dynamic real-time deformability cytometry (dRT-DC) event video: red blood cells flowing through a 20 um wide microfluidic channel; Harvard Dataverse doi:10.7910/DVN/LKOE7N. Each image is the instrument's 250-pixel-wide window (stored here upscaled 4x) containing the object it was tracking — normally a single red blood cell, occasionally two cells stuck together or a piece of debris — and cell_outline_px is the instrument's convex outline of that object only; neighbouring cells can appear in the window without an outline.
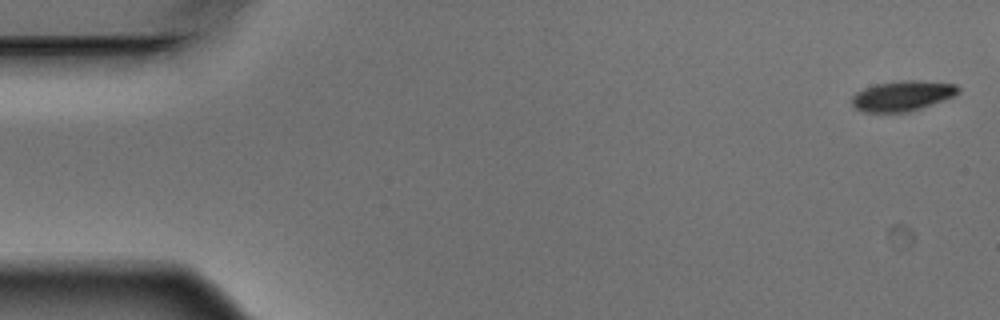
{"species": "Egyptian fruit bat (a non-hibernating species)", "species_latin": "Rousettus aegyptiacus", "temperature_condition": "warm", "stored_images_in_passage": 6, "camera_frame_rate_fps": 3000, "um_per_image_px": 0.085, "animal": {"sex": "male"}, "frame": {"image": 1, "passage_image": 1, "time_ms": 0.0, "image_size_px": [1000, 320], "cell_outline_px": [[960, 92], [952, 96], [920, 108], [908, 112], [864, 112], [856, 108], [852, 104], [852, 96], [856, 92], [864, 88], [876, 84], [900, 80], [920, 80], [956, 84], [960, 88]], "centroid_in_image_um": [76.69, 8.13], "position_along_channel_um": 8.3, "area_um2": 18.61}}